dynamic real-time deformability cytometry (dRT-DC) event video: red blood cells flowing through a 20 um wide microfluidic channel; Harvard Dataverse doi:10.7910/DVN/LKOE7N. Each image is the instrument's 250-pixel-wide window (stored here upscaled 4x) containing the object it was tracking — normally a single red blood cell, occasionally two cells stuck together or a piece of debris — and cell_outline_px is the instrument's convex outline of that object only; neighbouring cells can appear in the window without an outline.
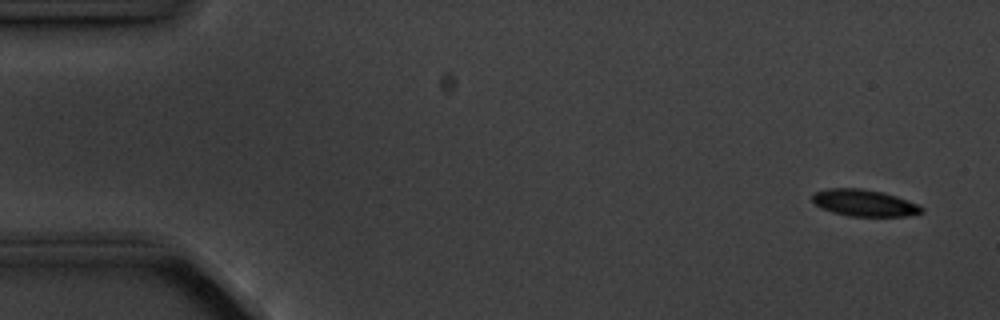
{"species": "common noctule bat (a hibernating species)", "species_latin": "Nyctalus noctula", "temperature_condition": "cold", "stored_images_in_passage": 9, "camera_frame_rate_fps": 3000, "um_per_image_px": 0.085, "animal": {"sex": "male", "body_mass_g": 20.1, "forearm_length_mm": 53.5}, "frame": {"image": 1, "passage_image": 1, "time_ms": 0.0, "image_size_px": [1000, 320], "cell_outline_px": [[924, 212], [904, 216], [848, 216], [832, 212], [816, 204], [812, 200], [812, 196], [816, 192], [828, 188], [860, 188], [880, 192], [896, 196], [916, 204], [924, 208]], "centroid_in_image_um": [73.46, 17.25], "position_along_channel_um": 11.5, "area_um2": 16.7}}